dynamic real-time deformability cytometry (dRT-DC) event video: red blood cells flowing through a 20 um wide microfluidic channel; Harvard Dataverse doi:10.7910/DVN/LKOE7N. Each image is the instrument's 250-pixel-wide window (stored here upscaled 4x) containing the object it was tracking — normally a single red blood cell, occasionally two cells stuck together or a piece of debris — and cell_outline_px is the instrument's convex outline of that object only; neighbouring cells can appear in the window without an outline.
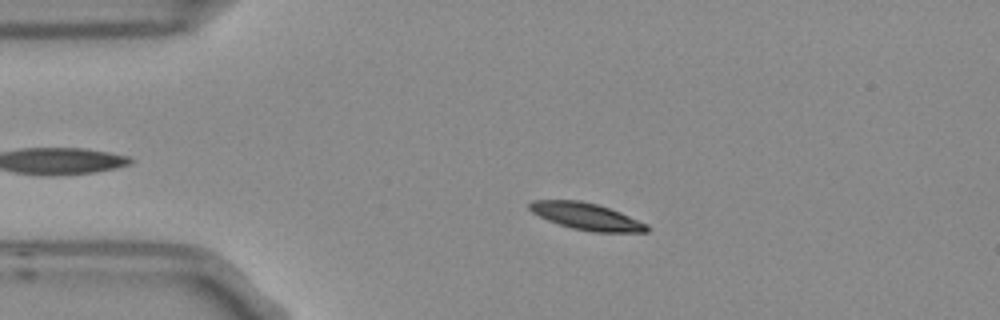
{"species": "Egyptian fruit bat (a non-hibernating species)", "species_latin": "Rousettus aegyptiacus", "temperature_condition": "room temperature", "stored_images_in_passage": 4, "camera_frame_rate_fps": 3000, "um_per_image_px": 0.085, "frame": {"image": 1, "passage_image": 3, "time_ms": 0.667, "image_size_px": [1000, 320], "cell_outline_px": [[648, 232], [592, 232], [572, 228], [548, 220], [532, 212], [528, 208], [528, 204], [532, 200], [580, 200], [596, 204], [620, 212], [648, 224]], "centroid_in_image_um": [49.84, 18.39], "position_along_channel_um": 35.2, "area_um2": 18.26}}